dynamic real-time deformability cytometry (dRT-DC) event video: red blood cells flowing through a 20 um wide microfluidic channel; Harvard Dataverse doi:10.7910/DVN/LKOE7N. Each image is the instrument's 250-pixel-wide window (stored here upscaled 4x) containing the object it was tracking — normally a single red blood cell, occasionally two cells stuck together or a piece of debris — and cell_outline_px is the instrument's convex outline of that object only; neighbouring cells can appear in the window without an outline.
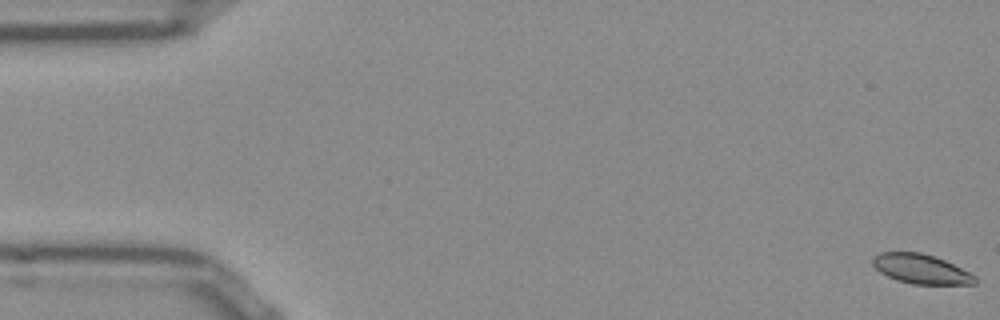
{"species": "Egyptian fruit bat (a non-hibernating species)", "species_latin": "Rousettus aegyptiacus", "temperature_condition": "room temperature", "stored_images_in_passage": 14, "camera_frame_rate_fps": 3000, "um_per_image_px": 0.085, "frame": {"image": 1, "passage_image": 1, "time_ms": 0.0, "image_size_px": [1000, 320], "cell_outline_px": [[976, 284], [912, 284], [896, 280], [880, 272], [872, 264], [872, 256], [880, 252], [920, 252], [944, 260], [976, 276]], "centroid_in_image_um": [78.24, 22.86], "position_along_channel_um": 6.8, "area_um2": 17.46}}
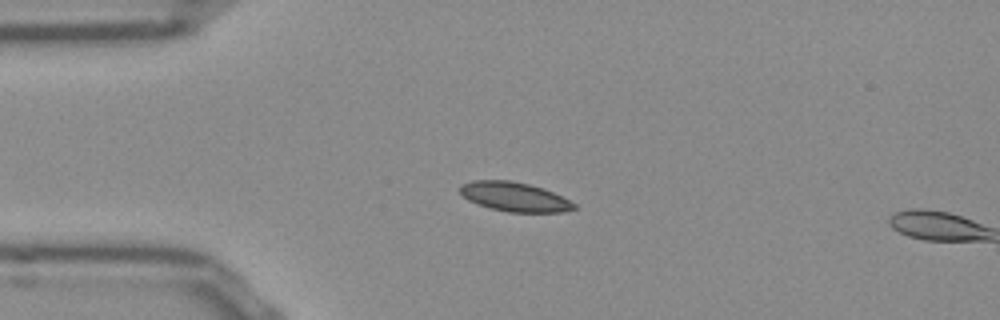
{"frame": {"image": 2, "passage_image": 13, "time_ms": 4.0, "image_size_px": [1000, 320], "cell_outline_px": [[576, 208], [564, 212], [508, 212], [476, 204], [468, 200], [460, 192], [460, 184], [472, 180], [512, 180], [544, 188], [576, 204]], "centroid_in_image_um": [43.71, 16.72], "position_along_channel_um": 41.3, "area_um2": 19.42}}